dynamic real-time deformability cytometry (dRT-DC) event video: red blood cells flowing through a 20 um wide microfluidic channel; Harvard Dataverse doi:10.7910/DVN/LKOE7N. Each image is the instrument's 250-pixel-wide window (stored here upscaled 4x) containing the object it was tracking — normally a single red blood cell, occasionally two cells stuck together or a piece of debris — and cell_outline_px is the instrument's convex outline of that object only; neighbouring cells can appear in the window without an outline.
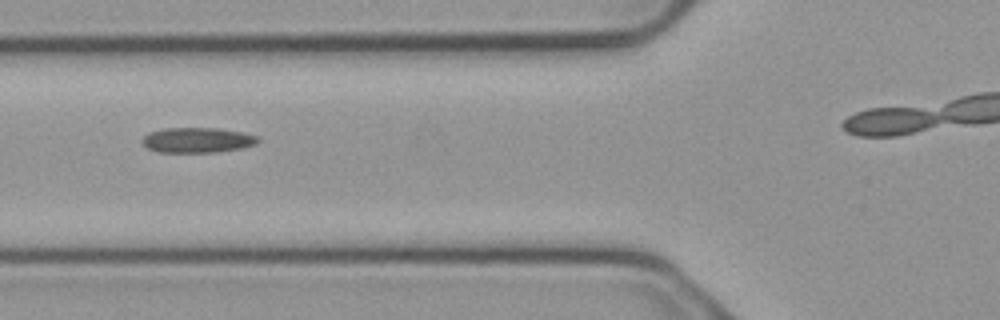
{"species": "common noctule bat (a hibernating species)", "species_latin": "Nyctalus noctula", "temperature_condition": "cold", "stored_images_in_passage": 8, "camera_frame_rate_fps": 3000, "um_per_image_px": 0.085, "animal": {"sex": "male", "body_mass_g": 23.1, "forearm_length_mm": 52.7}, "frame": {"image": 1, "passage_image": 5, "time_ms": 1.333, "image_size_px": [1000, 320], "cell_outline_px": [[260, 140], [256, 144], [244, 148], [216, 152], [160, 152], [148, 148], [140, 140], [148, 132], [164, 128], [220, 128], [244, 132], [256, 136]], "centroid_in_image_um": [16.79, 11.9], "position_along_channel_um": 109.0, "area_um2": 17.11}}
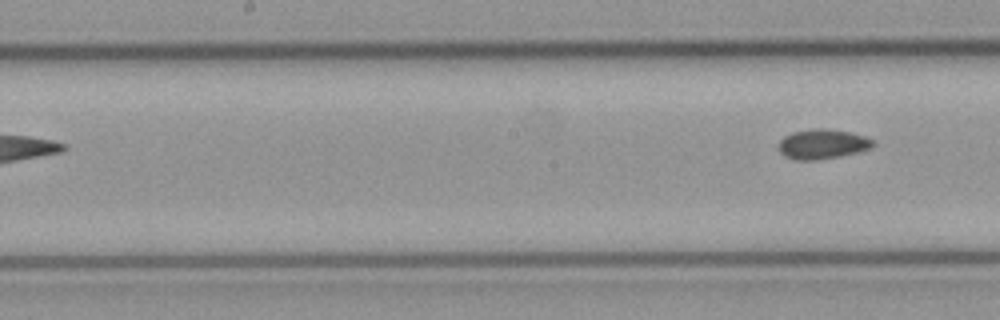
{"frame": {"image": 2, "passage_image": 8, "time_ms": 2.333, "image_size_px": [1000, 320], "cell_outline_px": [[876, 144], [872, 148], [840, 156], [816, 160], [792, 160], [784, 156], [780, 152], [776, 144], [784, 136], [792, 132], [812, 128], [824, 128], [848, 132], [864, 136], [876, 140]], "centroid_in_image_um": [69.88, 12.25], "position_along_channel_um": 178.3, "area_um2": 16.65}}